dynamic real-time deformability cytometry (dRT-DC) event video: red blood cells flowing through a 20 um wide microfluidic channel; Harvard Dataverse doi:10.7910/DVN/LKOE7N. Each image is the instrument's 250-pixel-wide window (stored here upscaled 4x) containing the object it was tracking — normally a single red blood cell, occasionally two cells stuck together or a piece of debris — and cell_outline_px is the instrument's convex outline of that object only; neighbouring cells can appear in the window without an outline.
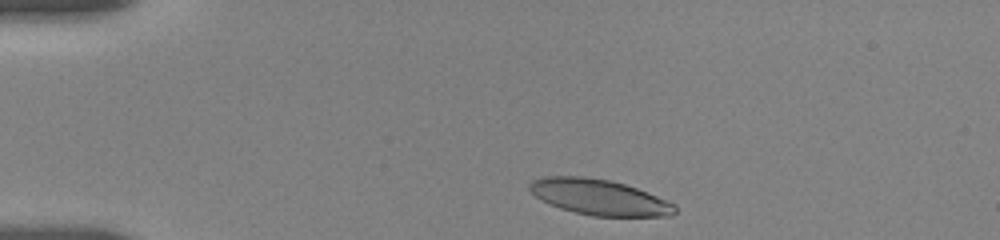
{"species": "human", "species_latin": "Homo sapiens", "temperature_condition": "room temperature", "stored_images_in_passage": 26, "camera_frame_rate_fps": 3000, "um_per_image_px": 0.085, "donor": {"sex": "female"}, "frame": {"image": 1, "passage_image": 1, "time_ms": 0.0, "image_size_px": [1000, 240], "cell_outline_px": [[676, 212], [672, 216], [592, 216], [560, 208], [548, 204], [536, 196], [528, 188], [528, 184], [532, 180], [544, 176], [584, 176], [612, 180], [636, 188], [676, 204]], "centroid_in_image_um": [50.92, 16.75], "position_along_channel_um": 34.1, "area_um2": 30.23}}
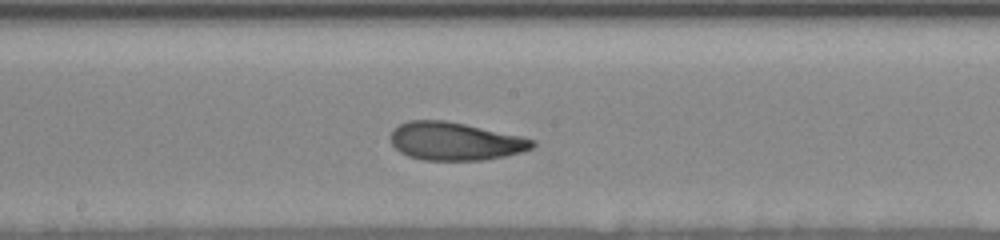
{"frame": {"image": 2, "passage_image": 15, "time_ms": 6.333, "image_size_px": [1000, 240], "cell_outline_px": [[536, 144], [532, 148], [520, 152], [504, 156], [484, 160], [424, 160], [408, 156], [400, 152], [392, 144], [388, 136], [392, 128], [408, 120], [444, 120], [464, 124], [520, 136], [532, 140]], "centroid_in_image_um": [38.61, 12.0], "position_along_channel_um": 209.6, "area_um2": 31.33}}
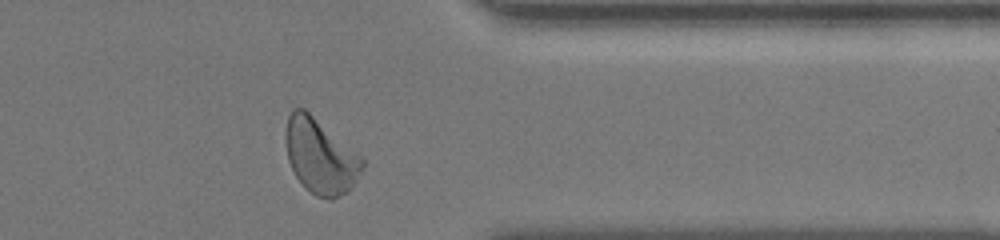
{"frame": {"image": 3, "passage_image": 25, "time_ms": 11.333, "image_size_px": [1000, 240], "cell_outline_px": [[364, 168], [348, 192], [332, 200], [328, 200], [316, 196], [296, 176], [288, 160], [284, 136], [288, 116], [292, 108], [304, 108], [360, 156], [364, 160]], "centroid_in_image_um": [27.21, 13.29], "position_along_channel_um": 384.2, "area_um2": 33.06}, "authors_computed_cell_mechanics": {"area_um2": 31.501, "velocity_mm_per_s": 3.6324, "shape_relaxation_time_tau1_ms": 4.1903, "shape_relaxation_time_tau2_ms": 2.1288, "deformation_change_tau1": 0.1869, "deformation_change_tau2": 0.0663}}